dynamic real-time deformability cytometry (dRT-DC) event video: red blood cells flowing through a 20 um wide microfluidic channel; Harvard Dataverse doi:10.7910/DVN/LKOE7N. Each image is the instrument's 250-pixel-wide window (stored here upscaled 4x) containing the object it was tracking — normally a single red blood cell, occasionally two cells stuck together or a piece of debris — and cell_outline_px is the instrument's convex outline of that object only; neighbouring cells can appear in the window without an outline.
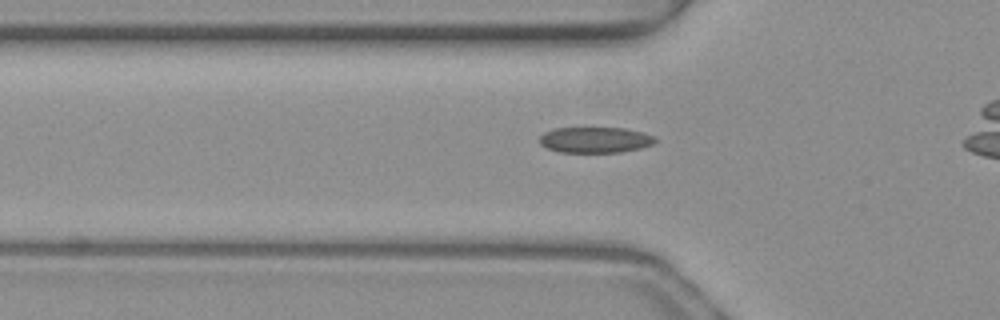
{"species": "common noctule bat (a hibernating species)", "species_latin": "Nyctalus noctula", "temperature_condition": "warm", "stored_images_in_passage": 36, "camera_frame_rate_fps": 3000, "um_per_image_px": 0.085, "animal": {"sex": "female", "body_mass_g": 19.3, "forearm_length_mm": 54.1}, "frame": {"image": 1, "passage_image": 11, "time_ms": 3.333, "image_size_px": [1000, 320], "cell_outline_px": [[656, 140], [652, 144], [640, 148], [620, 152], [560, 152], [548, 148], [540, 144], [540, 136], [544, 132], [556, 128], [624, 128], [644, 132], [656, 136]], "centroid_in_image_um": [50.61, 11.88], "position_along_channel_um": 75.2, "area_um2": 17.34}}
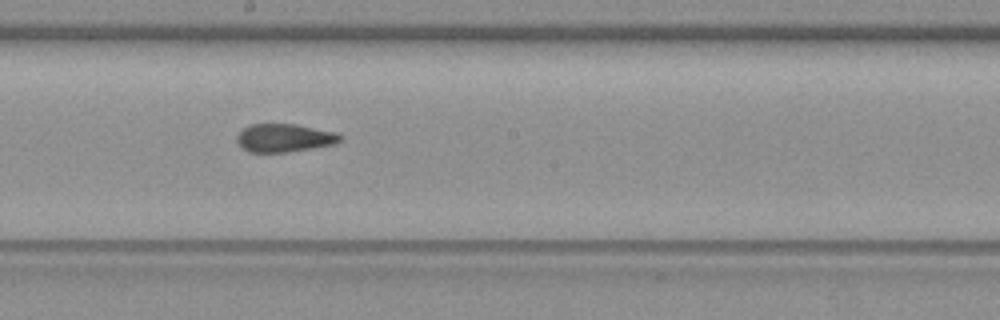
{"frame": {"image": 2, "passage_image": 22, "time_ms": 7.0, "image_size_px": [1000, 320], "cell_outline_px": [[344, 140], [336, 144], [288, 152], [248, 152], [236, 140], [236, 136], [244, 128], [252, 124], [296, 124], [336, 132], [344, 136]], "centroid_in_image_um": [24.24, 11.72], "position_along_channel_um": 224.0, "area_um2": 17.05}}
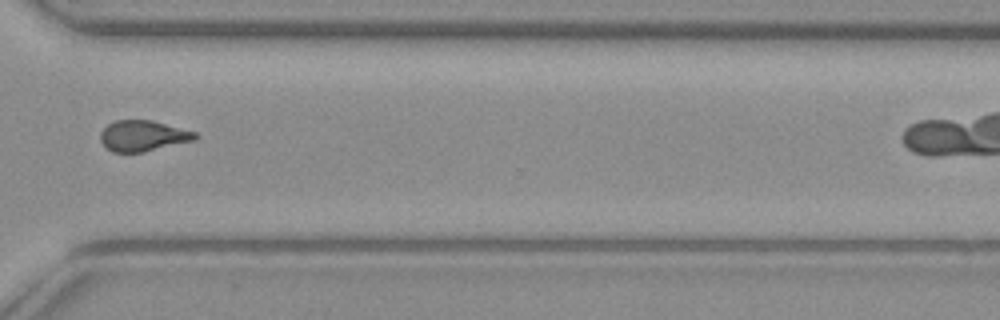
{"frame": {"image": 3, "passage_image": 32, "time_ms": 10.333, "image_size_px": [1000, 320], "cell_outline_px": [[200, 136], [196, 140], [144, 152], [112, 152], [100, 140], [100, 132], [108, 124], [116, 120], [152, 120], [196, 132]], "centroid_in_image_um": [12.19, 11.54], "position_along_channel_um": 358.4, "area_um2": 17.05}}